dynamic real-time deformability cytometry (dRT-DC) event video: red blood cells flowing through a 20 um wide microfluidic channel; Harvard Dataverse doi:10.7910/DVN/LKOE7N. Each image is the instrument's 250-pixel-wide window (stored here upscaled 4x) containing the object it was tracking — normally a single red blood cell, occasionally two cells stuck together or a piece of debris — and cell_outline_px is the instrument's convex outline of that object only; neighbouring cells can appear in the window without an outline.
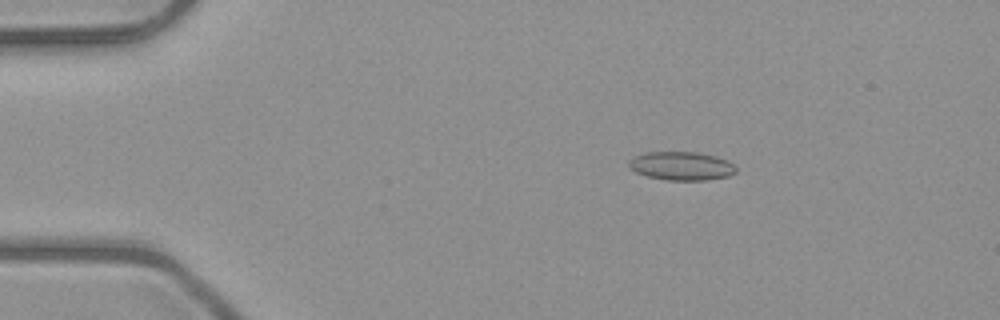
{"species": "common noctule bat (a hibernating species)", "species_latin": "Nyctalus noctula", "temperature_condition": "room temperature", "stored_images_in_passage": 50, "camera_frame_rate_fps": 3000, "um_per_image_px": 0.085, "animal": {"sex": "male", "body_mass_g": 23.1, "forearm_length_mm": 52.7}, "frame": {"image": 1, "passage_image": 8, "time_ms": 2.333, "image_size_px": [1000, 320], "cell_outline_px": [[736, 172], [728, 176], [704, 180], [668, 180], [648, 176], [636, 172], [628, 168], [628, 160], [644, 152], [696, 152], [716, 156], [728, 160], [736, 168]], "centroid_in_image_um": [57.9, 14.1], "position_along_channel_um": 27.1, "area_um2": 17.8}}
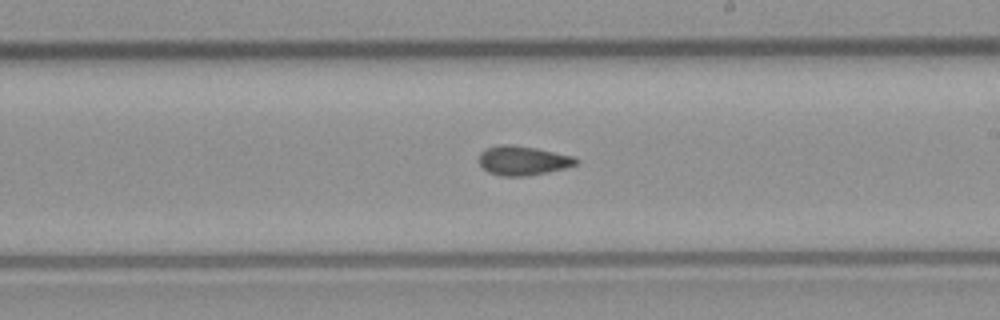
{"frame": {"image": 2, "passage_image": 29, "time_ms": 9.333, "image_size_px": [1000, 320], "cell_outline_px": [[580, 160], [576, 164], [564, 168], [548, 172], [528, 176], [500, 176], [488, 172], [476, 160], [480, 152], [484, 148], [500, 144], [512, 144], [536, 148], [576, 156]], "centroid_in_image_um": [44.42, 13.63], "position_along_channel_um": 244.6, "area_um2": 16.94}}
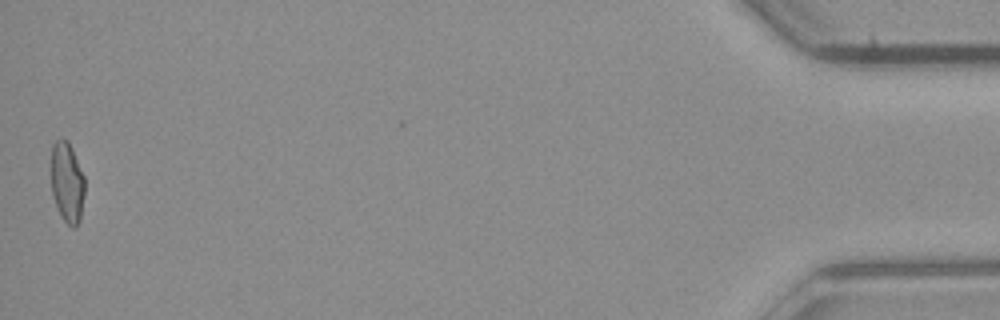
{"frame": {"image": 3, "passage_image": 50, "time_ms": 16.333, "image_size_px": [1000, 320], "cell_outline_px": [[84, 196], [80, 220], [76, 228], [72, 228], [60, 216], [52, 196], [52, 144], [56, 140], [68, 140], [84, 176]], "centroid_in_image_um": [5.71, 15.55], "position_along_channel_um": 429.5, "area_um2": 15.72}, "authors_computed_cell_mechanics": {"area_um2": 16.5019, "velocity_mm_per_s": 4.0603, "shape_relaxation_time_tau1_ms": null, "shape_relaxation_time_tau2_ms": 2.1487, "deformation_change_tau1": null, "deformation_change_tau2": 0.0788}}